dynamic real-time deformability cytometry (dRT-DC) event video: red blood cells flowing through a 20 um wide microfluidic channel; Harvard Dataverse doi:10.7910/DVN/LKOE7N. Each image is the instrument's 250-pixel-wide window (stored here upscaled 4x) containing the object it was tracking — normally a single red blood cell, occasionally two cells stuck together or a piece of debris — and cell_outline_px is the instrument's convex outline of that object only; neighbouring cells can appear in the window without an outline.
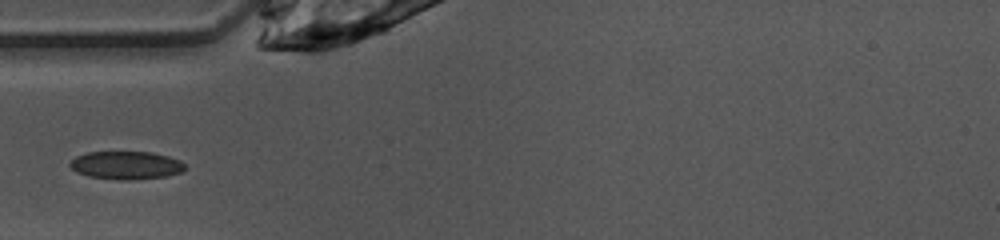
{"species": "common noctule bat (a hibernating species)", "species_latin": "Nyctalus noctula", "temperature_condition": "warm", "stored_images_in_passage": 7, "camera_frame_rate_fps": 3000, "um_per_image_px": 0.085, "animal": {"sex": "female", "body_mass_g": 10.0, "forearm_length_mm": 53.1}, "frame": {"image": 1, "passage_image": 1, "time_ms": 0.0, "image_size_px": [1000, 240], "cell_outline_px": [[188, 168], [180, 172], [164, 176], [128, 180], [124, 180], [88, 176], [76, 172], [68, 164], [76, 156], [88, 152], [152, 152], [168, 156], [180, 160]], "centroid_in_image_um": [10.72, 14.04], "position_along_channel_um": 74.3, "area_um2": 18.67}}